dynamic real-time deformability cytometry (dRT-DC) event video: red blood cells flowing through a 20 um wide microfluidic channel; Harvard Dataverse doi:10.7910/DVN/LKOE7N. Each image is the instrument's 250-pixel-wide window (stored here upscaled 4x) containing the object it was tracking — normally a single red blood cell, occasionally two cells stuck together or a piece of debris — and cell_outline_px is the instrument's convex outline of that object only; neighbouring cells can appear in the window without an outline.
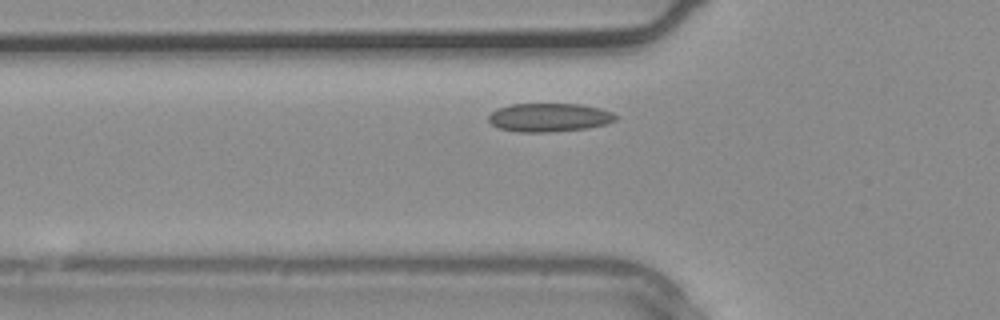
{"species": "common noctule bat (a hibernating species)", "species_latin": "Nyctalus noctula", "temperature_condition": "warm", "stored_images_in_passage": 26, "camera_frame_rate_fps": 3000, "um_per_image_px": 0.085, "animal": {"sex": "male", "body_mass_g": 20.4}, "frame": {"image": 1, "passage_image": 8, "time_ms": 2.333, "image_size_px": [1000, 320], "cell_outline_px": [[620, 116], [616, 120], [604, 124], [588, 128], [548, 132], [516, 132], [500, 128], [492, 124], [488, 120], [488, 116], [496, 108], [512, 104], [580, 104], [600, 108], [612, 112]], "centroid_in_image_um": [46.69, 9.98], "position_along_channel_um": 79.1, "area_um2": 21.21}}